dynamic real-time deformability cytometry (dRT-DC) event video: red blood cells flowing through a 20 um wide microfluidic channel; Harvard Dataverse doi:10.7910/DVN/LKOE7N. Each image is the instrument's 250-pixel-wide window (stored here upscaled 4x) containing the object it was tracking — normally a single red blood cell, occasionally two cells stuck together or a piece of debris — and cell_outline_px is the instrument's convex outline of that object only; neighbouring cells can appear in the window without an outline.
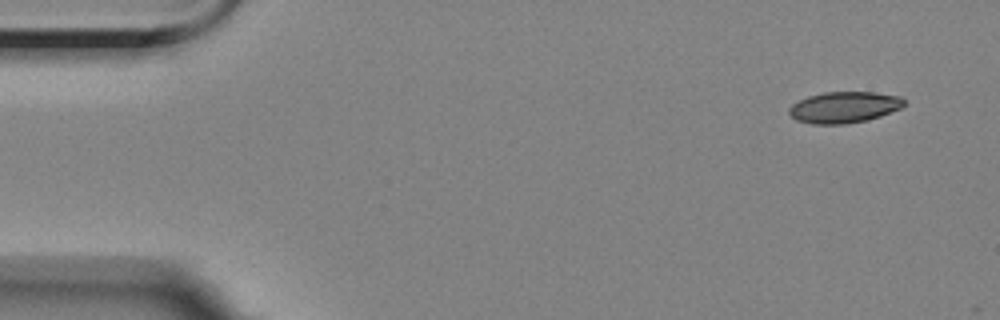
{"species": "Egyptian fruit bat (a non-hibernating species)", "species_latin": "Rousettus aegyptiacus", "temperature_condition": "room temperature", "stored_images_in_passage": 4, "camera_frame_rate_fps": 3000, "um_per_image_px": 0.085, "animal": {"sex": "female"}, "frame": {"image": 1, "passage_image": 1, "time_ms": 0.0, "image_size_px": [1000, 320], "cell_outline_px": [[904, 104], [900, 108], [880, 116], [868, 120], [844, 124], [812, 124], [796, 120], [788, 112], [788, 108], [792, 104], [808, 96], [824, 92], [876, 92], [900, 96], [904, 100]], "centroid_in_image_um": [71.73, 9.11], "position_along_channel_um": 13.3, "area_um2": 20.92}}